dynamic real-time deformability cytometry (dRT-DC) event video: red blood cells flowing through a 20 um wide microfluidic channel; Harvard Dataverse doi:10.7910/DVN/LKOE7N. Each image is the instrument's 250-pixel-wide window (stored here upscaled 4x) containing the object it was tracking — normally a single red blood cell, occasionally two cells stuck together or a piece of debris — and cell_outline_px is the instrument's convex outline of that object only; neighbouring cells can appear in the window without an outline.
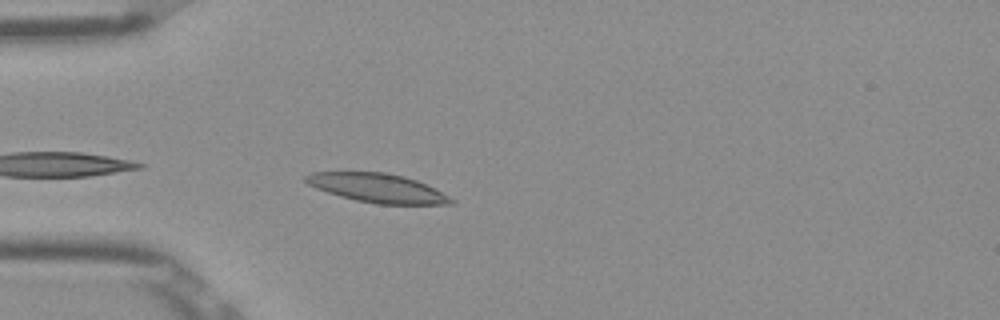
{"species": "Egyptian fruit bat (a non-hibernating species)", "species_latin": "Rousettus aegyptiacus", "temperature_condition": "room temperature", "stored_images_in_passage": 37, "camera_frame_rate_fps": 3000, "um_per_image_px": 0.085, "frame": {"image": 1, "passage_image": 2, "time_ms": 0.333, "image_size_px": [1000, 320], "cell_outline_px": [[456, 204], [376, 204], [356, 200], [340, 196], [316, 188], [308, 184], [304, 180], [304, 176], [312, 172], [384, 172], [404, 176], [416, 180], [456, 200]], "centroid_in_image_um": [32.07, 15.98], "position_along_channel_um": 52.9, "area_um2": 24.28}}
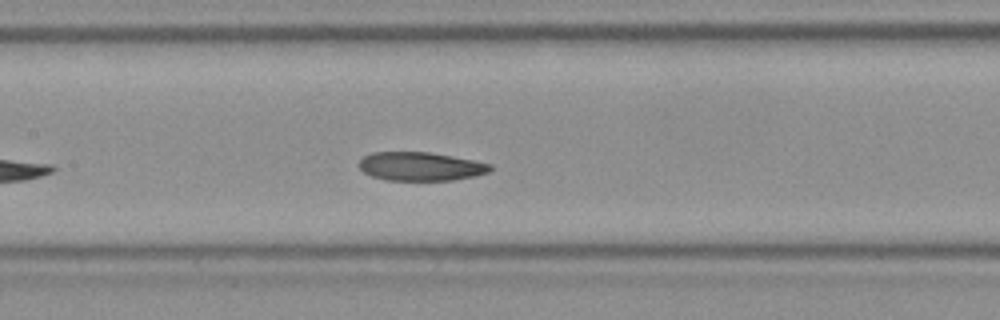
{"frame": {"image": 2, "passage_image": 12, "time_ms": 3.667, "image_size_px": [1000, 320], "cell_outline_px": [[492, 168], [488, 172], [476, 176], [452, 180], [384, 180], [372, 176], [364, 172], [360, 168], [360, 160], [364, 156], [372, 152], [428, 152], [452, 156], [492, 164]], "centroid_in_image_um": [35.75, 14.14], "position_along_channel_um": 171.6, "area_um2": 21.79}}
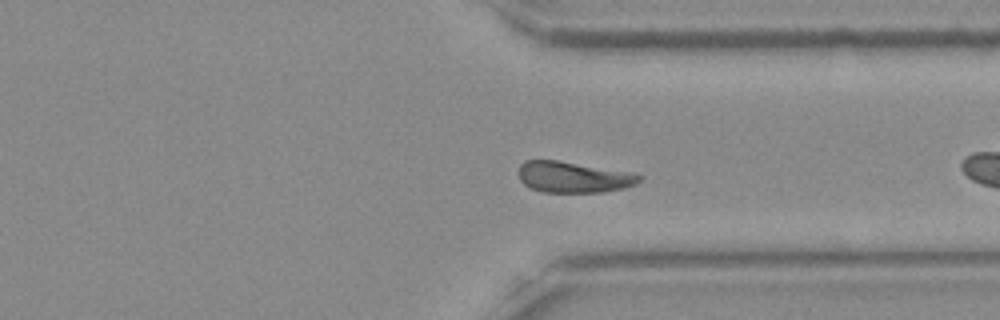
{"frame": {"image": 3, "passage_image": 24, "time_ms": 7.667, "image_size_px": [1000, 320], "cell_outline_px": [[644, 176], [636, 184], [624, 188], [604, 192], [544, 192], [532, 188], [524, 184], [520, 180], [516, 172], [520, 164], [524, 160], [560, 160], [632, 172]], "centroid_in_image_um": [48.73, 15.04], "position_along_channel_um": 362.7, "area_um2": 22.2}, "authors_computed_cell_mechanics": {"area_um2": 22.4264, "velocity_mm_per_s": 3.867, "shape_relaxation_time_tau1_ms": 8.8158, "shape_relaxation_time_tau2_ms": 6.7634, "deformation_change_tau1": 0.1873, "deformation_change_tau2": 0.1333}}